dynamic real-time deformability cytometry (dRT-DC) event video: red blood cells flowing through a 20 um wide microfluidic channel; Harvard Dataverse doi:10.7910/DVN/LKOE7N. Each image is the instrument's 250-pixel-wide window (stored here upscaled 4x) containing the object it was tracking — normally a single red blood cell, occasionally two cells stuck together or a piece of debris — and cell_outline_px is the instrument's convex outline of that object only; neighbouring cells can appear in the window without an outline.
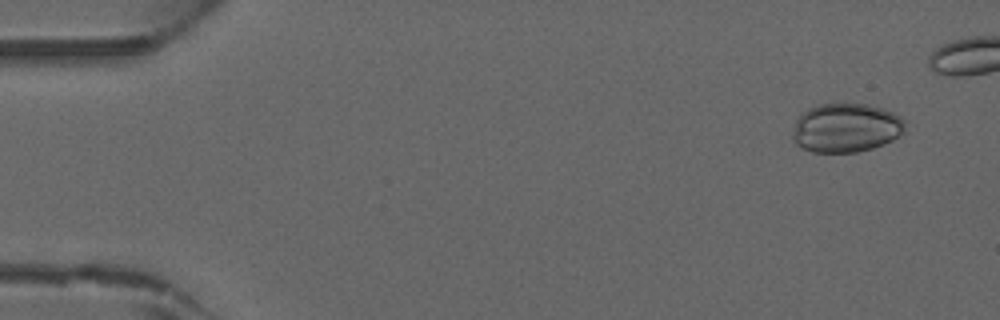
{"species": "common noctule bat (a hibernating species)", "species_latin": "Nyctalus noctula", "temperature_condition": "warm", "stored_images_in_passage": 39, "camera_frame_rate_fps": 3000, "um_per_image_px": 0.085, "animal": {"sex": "male", "forearm_length_mm": 52.5}, "frame": {"image": 1, "passage_image": 3, "time_ms": 0.667, "image_size_px": [1000, 320], "cell_outline_px": [[904, 132], [892, 140], [884, 144], [872, 148], [856, 152], [812, 152], [800, 148], [792, 140], [792, 136], [796, 120], [808, 108], [820, 104], [868, 104], [892, 112], [900, 116], [904, 120]], "centroid_in_image_um": [71.89, 10.88], "position_along_channel_um": 13.1, "area_um2": 32.08}}
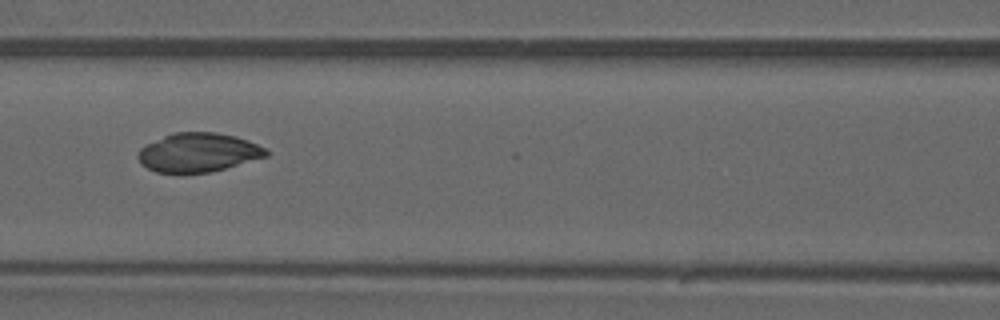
{"frame": {"image": 2, "passage_image": 20, "time_ms": 6.333, "image_size_px": [1000, 320], "cell_outline_px": [[268, 156], [212, 172], [156, 172], [140, 164], [136, 156], [140, 148], [144, 144], [172, 132], [216, 132], [236, 136], [248, 140], [264, 148], [268, 152]], "centroid_in_image_um": [16.81, 12.95], "position_along_channel_um": 149.8, "area_um2": 29.19}}
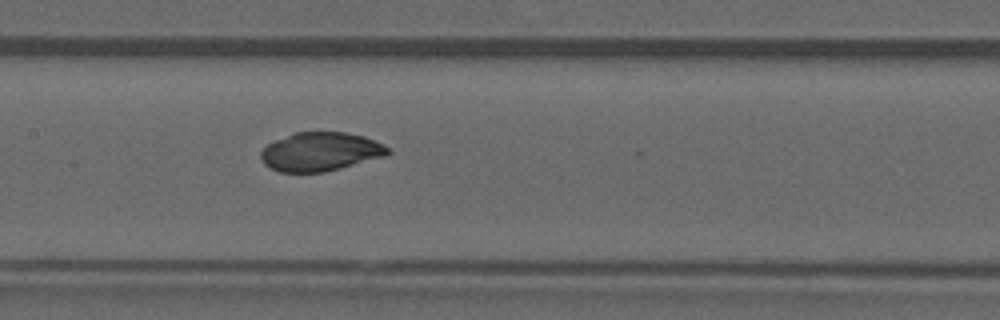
{"frame": {"image": 3, "passage_image": 22, "time_ms": 7.0, "image_size_px": [1000, 320], "cell_outline_px": [[392, 152], [388, 156], [324, 172], [280, 172], [264, 164], [260, 156], [260, 152], [268, 144], [276, 140], [296, 132], [344, 132], [364, 136], [384, 144]], "centroid_in_image_um": [27.28, 12.89], "position_along_channel_um": 180.1, "area_um2": 28.67}}